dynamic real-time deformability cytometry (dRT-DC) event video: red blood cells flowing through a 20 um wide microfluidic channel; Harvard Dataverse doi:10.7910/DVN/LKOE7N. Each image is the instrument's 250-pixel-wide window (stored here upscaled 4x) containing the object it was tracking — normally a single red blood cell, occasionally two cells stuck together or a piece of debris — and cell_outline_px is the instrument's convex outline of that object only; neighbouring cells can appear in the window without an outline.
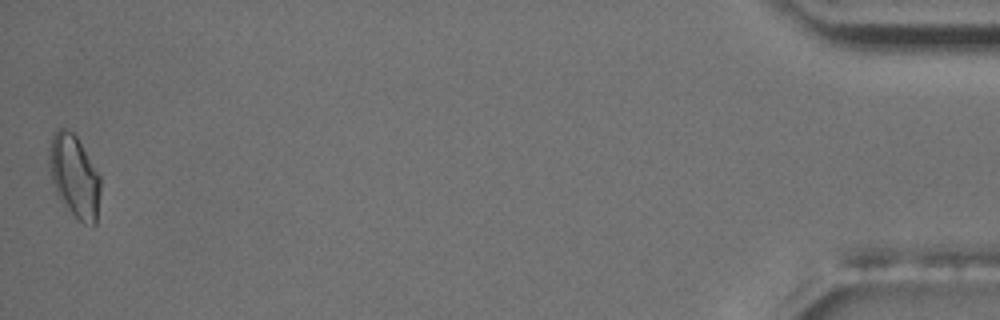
{"species": "common noctule bat (a hibernating species)", "species_latin": "Nyctalus noctula", "temperature_condition": "room temperature", "stored_images_in_passage": 16, "camera_frame_rate_fps": 3000, "um_per_image_px": 0.085, "animal": {"sex": "male", "body_mass_g": 17.5, "forearm_length_mm": 52.3}, "frame": {"image": 1, "passage_image": 16, "time_ms": 18.667, "image_size_px": [1000, 320], "cell_outline_px": [[100, 192], [96, 224], [92, 228], [84, 224], [64, 208], [56, 192], [52, 180], [48, 164], [48, 148], [52, 136], [60, 128], [68, 128], [76, 136], [100, 176]], "centroid_in_image_um": [6.31, 15.03], "position_along_channel_um": 428.9, "area_um2": 24.91}, "authors_computed_cell_mechanics": {"area_um2": 19.2763, "velocity_mm_per_s": 3.6541, "shape_relaxation_time_tau1_ms": 2.0441, "shape_relaxation_time_tau2_ms": 8.038, "deformation_change_tau1": 0.105, "deformation_change_tau2": 0.1326}}